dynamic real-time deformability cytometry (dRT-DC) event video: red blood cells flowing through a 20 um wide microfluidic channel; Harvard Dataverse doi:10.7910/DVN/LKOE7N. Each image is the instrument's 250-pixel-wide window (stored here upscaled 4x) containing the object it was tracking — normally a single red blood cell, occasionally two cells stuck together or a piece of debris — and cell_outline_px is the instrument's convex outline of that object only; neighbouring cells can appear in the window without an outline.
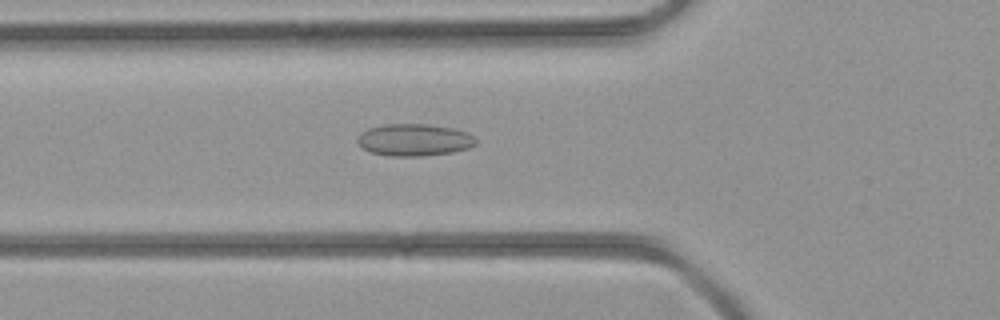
{"species": "common noctule bat (a hibernating species)", "species_latin": "Nyctalus noctula", "temperature_condition": "room temperature", "stored_images_in_passage": 32, "camera_frame_rate_fps": 3000, "um_per_image_px": 0.085, "animal": {"sex": "female", "body_mass_g": 21.9}, "frame": {"image": 1, "passage_image": 4, "time_ms": 1.0, "image_size_px": [1000, 320], "cell_outline_px": [[476, 144], [468, 148], [452, 152], [420, 156], [388, 156], [372, 152], [364, 148], [356, 140], [360, 132], [368, 128], [384, 124], [428, 124], [452, 128], [468, 132], [476, 140]], "centroid_in_image_um": [35.2, 11.88], "position_along_channel_um": 90.6, "area_um2": 22.08}}
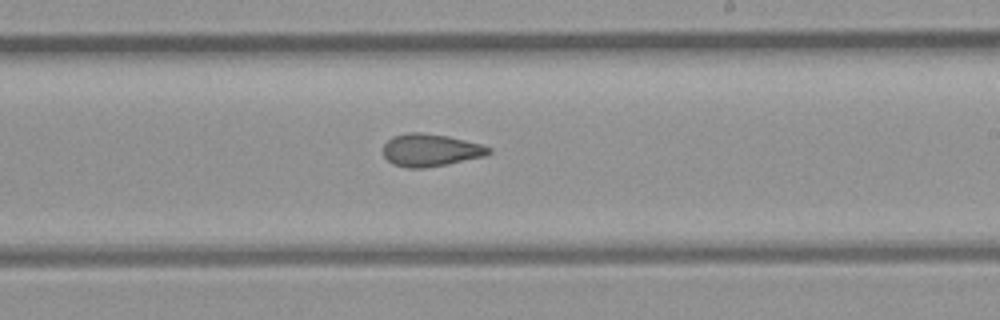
{"frame": {"image": 2, "passage_image": 14, "time_ms": 4.333, "image_size_px": [1000, 320], "cell_outline_px": [[492, 152], [484, 156], [448, 164], [424, 168], [408, 168], [392, 164], [384, 156], [384, 144], [392, 136], [408, 132], [420, 132], [448, 136], [480, 144], [492, 148]], "centroid_in_image_um": [36.58, 12.76], "position_along_channel_um": 252.4, "area_um2": 20.0}}
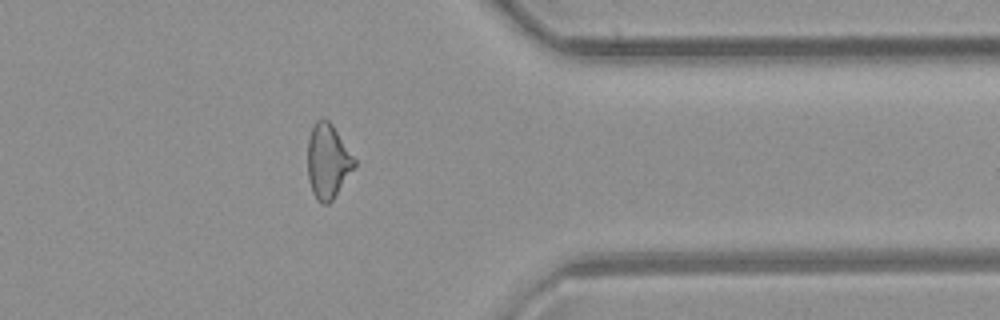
{"frame": {"image": 3, "passage_image": 23, "time_ms": 7.333, "image_size_px": [1000, 320], "cell_outline_px": [[356, 164], [332, 200], [328, 204], [320, 204], [316, 200], [312, 192], [308, 180], [308, 140], [312, 128], [316, 120], [328, 120], [332, 124], [356, 160]], "centroid_in_image_um": [27.84, 13.73], "position_along_channel_um": 383.6, "area_um2": 20.06}}